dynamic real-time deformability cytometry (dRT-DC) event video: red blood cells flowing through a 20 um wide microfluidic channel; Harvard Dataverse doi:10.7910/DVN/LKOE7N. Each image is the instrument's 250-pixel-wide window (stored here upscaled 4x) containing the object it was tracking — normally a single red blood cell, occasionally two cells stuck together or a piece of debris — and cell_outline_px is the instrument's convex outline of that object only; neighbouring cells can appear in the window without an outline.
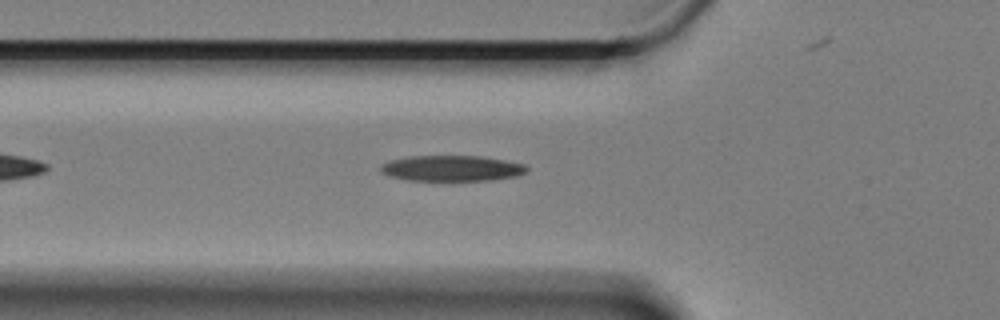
{"species": "Egyptian fruit bat (a non-hibernating species)", "species_latin": "Rousettus aegyptiacus", "temperature_condition": "cold", "stored_images_in_passage": 12, "camera_frame_rate_fps": 3000, "um_per_image_px": 0.085, "animal": {"sex": "female"}, "frame": {"image": 1, "passage_image": 10, "time_ms": 3.0, "image_size_px": [1000, 320], "cell_outline_px": [[528, 172], [516, 176], [492, 180], [408, 180], [392, 176], [380, 172], [380, 164], [392, 160], [412, 156], [480, 156], [504, 160], [524, 164], [528, 168]], "centroid_in_image_um": [38.42, 14.3], "position_along_channel_um": 87.4, "area_um2": 21.73}}